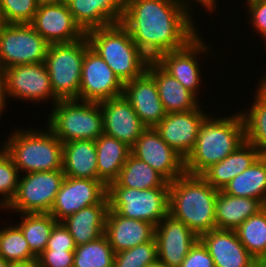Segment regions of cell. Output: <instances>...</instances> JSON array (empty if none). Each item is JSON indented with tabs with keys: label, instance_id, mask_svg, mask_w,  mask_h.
I'll return each mask as SVG.
<instances>
[{
	"label": "cell",
	"instance_id": "32",
	"mask_svg": "<svg viewBox=\"0 0 266 267\" xmlns=\"http://www.w3.org/2000/svg\"><path fill=\"white\" fill-rule=\"evenodd\" d=\"M119 187L139 190L169 187V182L155 169L130 154L114 181Z\"/></svg>",
	"mask_w": 266,
	"mask_h": 267
},
{
	"label": "cell",
	"instance_id": "29",
	"mask_svg": "<svg viewBox=\"0 0 266 267\" xmlns=\"http://www.w3.org/2000/svg\"><path fill=\"white\" fill-rule=\"evenodd\" d=\"M262 79V80H261ZM255 98L248 109L239 110L245 126V141L254 145L261 156H266V74L258 78Z\"/></svg>",
	"mask_w": 266,
	"mask_h": 267
},
{
	"label": "cell",
	"instance_id": "47",
	"mask_svg": "<svg viewBox=\"0 0 266 267\" xmlns=\"http://www.w3.org/2000/svg\"><path fill=\"white\" fill-rule=\"evenodd\" d=\"M38 5H42V4H57V3H61L64 0H36Z\"/></svg>",
	"mask_w": 266,
	"mask_h": 267
},
{
	"label": "cell",
	"instance_id": "27",
	"mask_svg": "<svg viewBox=\"0 0 266 267\" xmlns=\"http://www.w3.org/2000/svg\"><path fill=\"white\" fill-rule=\"evenodd\" d=\"M66 177L102 181L97 172L95 141L74 140L63 143V167Z\"/></svg>",
	"mask_w": 266,
	"mask_h": 267
},
{
	"label": "cell",
	"instance_id": "28",
	"mask_svg": "<svg viewBox=\"0 0 266 267\" xmlns=\"http://www.w3.org/2000/svg\"><path fill=\"white\" fill-rule=\"evenodd\" d=\"M260 210H262V202L258 199L236 197L219 190L215 201L216 228L235 230Z\"/></svg>",
	"mask_w": 266,
	"mask_h": 267
},
{
	"label": "cell",
	"instance_id": "34",
	"mask_svg": "<svg viewBox=\"0 0 266 267\" xmlns=\"http://www.w3.org/2000/svg\"><path fill=\"white\" fill-rule=\"evenodd\" d=\"M235 231L247 251L260 264H266V211L250 216Z\"/></svg>",
	"mask_w": 266,
	"mask_h": 267
},
{
	"label": "cell",
	"instance_id": "4",
	"mask_svg": "<svg viewBox=\"0 0 266 267\" xmlns=\"http://www.w3.org/2000/svg\"><path fill=\"white\" fill-rule=\"evenodd\" d=\"M41 129L19 127L2 142L20 175L62 170L63 143L48 127Z\"/></svg>",
	"mask_w": 266,
	"mask_h": 267
},
{
	"label": "cell",
	"instance_id": "9",
	"mask_svg": "<svg viewBox=\"0 0 266 267\" xmlns=\"http://www.w3.org/2000/svg\"><path fill=\"white\" fill-rule=\"evenodd\" d=\"M49 43L30 23L3 24L0 28V72L11 66L45 61Z\"/></svg>",
	"mask_w": 266,
	"mask_h": 267
},
{
	"label": "cell",
	"instance_id": "17",
	"mask_svg": "<svg viewBox=\"0 0 266 267\" xmlns=\"http://www.w3.org/2000/svg\"><path fill=\"white\" fill-rule=\"evenodd\" d=\"M30 24L49 44L71 43L86 35L74 21L65 1L38 5Z\"/></svg>",
	"mask_w": 266,
	"mask_h": 267
},
{
	"label": "cell",
	"instance_id": "43",
	"mask_svg": "<svg viewBox=\"0 0 266 267\" xmlns=\"http://www.w3.org/2000/svg\"><path fill=\"white\" fill-rule=\"evenodd\" d=\"M179 267H215L214 261L203 243L198 239L190 248Z\"/></svg>",
	"mask_w": 266,
	"mask_h": 267
},
{
	"label": "cell",
	"instance_id": "38",
	"mask_svg": "<svg viewBox=\"0 0 266 267\" xmlns=\"http://www.w3.org/2000/svg\"><path fill=\"white\" fill-rule=\"evenodd\" d=\"M158 259L155 238L115 253L113 267H145Z\"/></svg>",
	"mask_w": 266,
	"mask_h": 267
},
{
	"label": "cell",
	"instance_id": "42",
	"mask_svg": "<svg viewBox=\"0 0 266 267\" xmlns=\"http://www.w3.org/2000/svg\"><path fill=\"white\" fill-rule=\"evenodd\" d=\"M76 245L69 230L62 222H58L51 232L45 250H75Z\"/></svg>",
	"mask_w": 266,
	"mask_h": 267
},
{
	"label": "cell",
	"instance_id": "45",
	"mask_svg": "<svg viewBox=\"0 0 266 267\" xmlns=\"http://www.w3.org/2000/svg\"><path fill=\"white\" fill-rule=\"evenodd\" d=\"M8 99L6 97L5 82L2 73L0 72V120L2 114L6 111V106H8Z\"/></svg>",
	"mask_w": 266,
	"mask_h": 267
},
{
	"label": "cell",
	"instance_id": "48",
	"mask_svg": "<svg viewBox=\"0 0 266 267\" xmlns=\"http://www.w3.org/2000/svg\"><path fill=\"white\" fill-rule=\"evenodd\" d=\"M145 267H167V266L163 262L157 259L155 262L148 264Z\"/></svg>",
	"mask_w": 266,
	"mask_h": 267
},
{
	"label": "cell",
	"instance_id": "1",
	"mask_svg": "<svg viewBox=\"0 0 266 267\" xmlns=\"http://www.w3.org/2000/svg\"><path fill=\"white\" fill-rule=\"evenodd\" d=\"M192 16L178 0H126L121 24L150 60L183 48L198 32Z\"/></svg>",
	"mask_w": 266,
	"mask_h": 267
},
{
	"label": "cell",
	"instance_id": "37",
	"mask_svg": "<svg viewBox=\"0 0 266 267\" xmlns=\"http://www.w3.org/2000/svg\"><path fill=\"white\" fill-rule=\"evenodd\" d=\"M20 172L10 154L0 146V210L10 204L16 195Z\"/></svg>",
	"mask_w": 266,
	"mask_h": 267
},
{
	"label": "cell",
	"instance_id": "40",
	"mask_svg": "<svg viewBox=\"0 0 266 267\" xmlns=\"http://www.w3.org/2000/svg\"><path fill=\"white\" fill-rule=\"evenodd\" d=\"M245 2L248 8H245L246 12L248 11V24L251 23V28L262 38L266 34V0H245Z\"/></svg>",
	"mask_w": 266,
	"mask_h": 267
},
{
	"label": "cell",
	"instance_id": "12",
	"mask_svg": "<svg viewBox=\"0 0 266 267\" xmlns=\"http://www.w3.org/2000/svg\"><path fill=\"white\" fill-rule=\"evenodd\" d=\"M210 48L207 41L205 42L203 37L201 38V33L199 32L183 48L164 53L155 62L199 99L200 88L203 85L202 82H205L202 81L203 72L199 59L200 57L207 59L206 57L208 54L210 55V51L211 55L215 56L212 54V50H215H210Z\"/></svg>",
	"mask_w": 266,
	"mask_h": 267
},
{
	"label": "cell",
	"instance_id": "15",
	"mask_svg": "<svg viewBox=\"0 0 266 267\" xmlns=\"http://www.w3.org/2000/svg\"><path fill=\"white\" fill-rule=\"evenodd\" d=\"M106 196L103 181L65 176L49 213L61 222L82 208L99 204Z\"/></svg>",
	"mask_w": 266,
	"mask_h": 267
},
{
	"label": "cell",
	"instance_id": "31",
	"mask_svg": "<svg viewBox=\"0 0 266 267\" xmlns=\"http://www.w3.org/2000/svg\"><path fill=\"white\" fill-rule=\"evenodd\" d=\"M236 197L258 199L266 195V156H260L250 167L234 177L222 190Z\"/></svg>",
	"mask_w": 266,
	"mask_h": 267
},
{
	"label": "cell",
	"instance_id": "33",
	"mask_svg": "<svg viewBox=\"0 0 266 267\" xmlns=\"http://www.w3.org/2000/svg\"><path fill=\"white\" fill-rule=\"evenodd\" d=\"M18 216L21 218L17 225L31 252L38 257L46 249L47 241L58 221L50 213H20Z\"/></svg>",
	"mask_w": 266,
	"mask_h": 267
},
{
	"label": "cell",
	"instance_id": "10",
	"mask_svg": "<svg viewBox=\"0 0 266 267\" xmlns=\"http://www.w3.org/2000/svg\"><path fill=\"white\" fill-rule=\"evenodd\" d=\"M65 175L62 170L22 174L16 195L4 209L20 213H49Z\"/></svg>",
	"mask_w": 266,
	"mask_h": 267
},
{
	"label": "cell",
	"instance_id": "52",
	"mask_svg": "<svg viewBox=\"0 0 266 267\" xmlns=\"http://www.w3.org/2000/svg\"><path fill=\"white\" fill-rule=\"evenodd\" d=\"M3 24H4V23H3V21H2L1 14H0V28H1V26H2Z\"/></svg>",
	"mask_w": 266,
	"mask_h": 267
},
{
	"label": "cell",
	"instance_id": "22",
	"mask_svg": "<svg viewBox=\"0 0 266 267\" xmlns=\"http://www.w3.org/2000/svg\"><path fill=\"white\" fill-rule=\"evenodd\" d=\"M74 21L87 31L121 23L126 0H65Z\"/></svg>",
	"mask_w": 266,
	"mask_h": 267
},
{
	"label": "cell",
	"instance_id": "18",
	"mask_svg": "<svg viewBox=\"0 0 266 267\" xmlns=\"http://www.w3.org/2000/svg\"><path fill=\"white\" fill-rule=\"evenodd\" d=\"M158 260L167 267H179L199 239L181 220L167 214L155 227Z\"/></svg>",
	"mask_w": 266,
	"mask_h": 267
},
{
	"label": "cell",
	"instance_id": "13",
	"mask_svg": "<svg viewBox=\"0 0 266 267\" xmlns=\"http://www.w3.org/2000/svg\"><path fill=\"white\" fill-rule=\"evenodd\" d=\"M124 84L112 69L89 47L82 63L79 100L101 102L123 95Z\"/></svg>",
	"mask_w": 266,
	"mask_h": 267
},
{
	"label": "cell",
	"instance_id": "53",
	"mask_svg": "<svg viewBox=\"0 0 266 267\" xmlns=\"http://www.w3.org/2000/svg\"><path fill=\"white\" fill-rule=\"evenodd\" d=\"M257 267H266V264H260Z\"/></svg>",
	"mask_w": 266,
	"mask_h": 267
},
{
	"label": "cell",
	"instance_id": "35",
	"mask_svg": "<svg viewBox=\"0 0 266 267\" xmlns=\"http://www.w3.org/2000/svg\"><path fill=\"white\" fill-rule=\"evenodd\" d=\"M115 252L105 234L76 246L73 267H113Z\"/></svg>",
	"mask_w": 266,
	"mask_h": 267
},
{
	"label": "cell",
	"instance_id": "23",
	"mask_svg": "<svg viewBox=\"0 0 266 267\" xmlns=\"http://www.w3.org/2000/svg\"><path fill=\"white\" fill-rule=\"evenodd\" d=\"M155 226L147 221L122 217L108 209L105 235L115 253L149 242L154 238Z\"/></svg>",
	"mask_w": 266,
	"mask_h": 267
},
{
	"label": "cell",
	"instance_id": "16",
	"mask_svg": "<svg viewBox=\"0 0 266 267\" xmlns=\"http://www.w3.org/2000/svg\"><path fill=\"white\" fill-rule=\"evenodd\" d=\"M203 105L186 112L167 113L154 128L161 138L184 159L192 152L200 125L209 115Z\"/></svg>",
	"mask_w": 266,
	"mask_h": 267
},
{
	"label": "cell",
	"instance_id": "5",
	"mask_svg": "<svg viewBox=\"0 0 266 267\" xmlns=\"http://www.w3.org/2000/svg\"><path fill=\"white\" fill-rule=\"evenodd\" d=\"M86 36L90 47L123 84L140 77L146 71L150 60L133 42L121 23L91 29L86 32Z\"/></svg>",
	"mask_w": 266,
	"mask_h": 267
},
{
	"label": "cell",
	"instance_id": "26",
	"mask_svg": "<svg viewBox=\"0 0 266 267\" xmlns=\"http://www.w3.org/2000/svg\"><path fill=\"white\" fill-rule=\"evenodd\" d=\"M260 156L259 150L245 141L222 161L211 165L201 176L215 189L223 190L234 177L250 167Z\"/></svg>",
	"mask_w": 266,
	"mask_h": 267
},
{
	"label": "cell",
	"instance_id": "14",
	"mask_svg": "<svg viewBox=\"0 0 266 267\" xmlns=\"http://www.w3.org/2000/svg\"><path fill=\"white\" fill-rule=\"evenodd\" d=\"M131 154L146 162L168 182L185 173V159L161 138L154 127L142 132L131 147Z\"/></svg>",
	"mask_w": 266,
	"mask_h": 267
},
{
	"label": "cell",
	"instance_id": "3",
	"mask_svg": "<svg viewBox=\"0 0 266 267\" xmlns=\"http://www.w3.org/2000/svg\"><path fill=\"white\" fill-rule=\"evenodd\" d=\"M218 192L201 175L184 173L169 182L168 214L181 220L197 236L216 229Z\"/></svg>",
	"mask_w": 266,
	"mask_h": 267
},
{
	"label": "cell",
	"instance_id": "41",
	"mask_svg": "<svg viewBox=\"0 0 266 267\" xmlns=\"http://www.w3.org/2000/svg\"><path fill=\"white\" fill-rule=\"evenodd\" d=\"M74 250H44L38 257L40 267H73Z\"/></svg>",
	"mask_w": 266,
	"mask_h": 267
},
{
	"label": "cell",
	"instance_id": "51",
	"mask_svg": "<svg viewBox=\"0 0 266 267\" xmlns=\"http://www.w3.org/2000/svg\"><path fill=\"white\" fill-rule=\"evenodd\" d=\"M261 40H264L263 42L265 43L264 45L266 46V34L262 37Z\"/></svg>",
	"mask_w": 266,
	"mask_h": 267
},
{
	"label": "cell",
	"instance_id": "6",
	"mask_svg": "<svg viewBox=\"0 0 266 267\" xmlns=\"http://www.w3.org/2000/svg\"><path fill=\"white\" fill-rule=\"evenodd\" d=\"M47 119L46 127L62 143L82 139L95 141L104 133L99 102L59 100L52 106Z\"/></svg>",
	"mask_w": 266,
	"mask_h": 267
},
{
	"label": "cell",
	"instance_id": "49",
	"mask_svg": "<svg viewBox=\"0 0 266 267\" xmlns=\"http://www.w3.org/2000/svg\"><path fill=\"white\" fill-rule=\"evenodd\" d=\"M8 261H6L3 257L0 256V267H8Z\"/></svg>",
	"mask_w": 266,
	"mask_h": 267
},
{
	"label": "cell",
	"instance_id": "20",
	"mask_svg": "<svg viewBox=\"0 0 266 267\" xmlns=\"http://www.w3.org/2000/svg\"><path fill=\"white\" fill-rule=\"evenodd\" d=\"M99 103L103 113L104 133L124 142L131 148L147 128L132 105L123 95Z\"/></svg>",
	"mask_w": 266,
	"mask_h": 267
},
{
	"label": "cell",
	"instance_id": "19",
	"mask_svg": "<svg viewBox=\"0 0 266 267\" xmlns=\"http://www.w3.org/2000/svg\"><path fill=\"white\" fill-rule=\"evenodd\" d=\"M215 267H257L260 263L239 241L235 230L213 229L199 236Z\"/></svg>",
	"mask_w": 266,
	"mask_h": 267
},
{
	"label": "cell",
	"instance_id": "50",
	"mask_svg": "<svg viewBox=\"0 0 266 267\" xmlns=\"http://www.w3.org/2000/svg\"><path fill=\"white\" fill-rule=\"evenodd\" d=\"M262 209H263L264 211H266V195H265L264 200H263V202H262Z\"/></svg>",
	"mask_w": 266,
	"mask_h": 267
},
{
	"label": "cell",
	"instance_id": "30",
	"mask_svg": "<svg viewBox=\"0 0 266 267\" xmlns=\"http://www.w3.org/2000/svg\"><path fill=\"white\" fill-rule=\"evenodd\" d=\"M95 145L98 177L108 186L118 178L120 170L131 154V148L105 133L95 140Z\"/></svg>",
	"mask_w": 266,
	"mask_h": 267
},
{
	"label": "cell",
	"instance_id": "2",
	"mask_svg": "<svg viewBox=\"0 0 266 267\" xmlns=\"http://www.w3.org/2000/svg\"><path fill=\"white\" fill-rule=\"evenodd\" d=\"M226 116L220 114V117H216L211 114L204 119L194 149L185 159V173L201 175L245 142L241 113L236 111Z\"/></svg>",
	"mask_w": 266,
	"mask_h": 267
},
{
	"label": "cell",
	"instance_id": "46",
	"mask_svg": "<svg viewBox=\"0 0 266 267\" xmlns=\"http://www.w3.org/2000/svg\"><path fill=\"white\" fill-rule=\"evenodd\" d=\"M8 267H40L38 260H24V261H12L8 263Z\"/></svg>",
	"mask_w": 266,
	"mask_h": 267
},
{
	"label": "cell",
	"instance_id": "7",
	"mask_svg": "<svg viewBox=\"0 0 266 267\" xmlns=\"http://www.w3.org/2000/svg\"><path fill=\"white\" fill-rule=\"evenodd\" d=\"M89 47L86 35L71 43L49 44L44 64L59 100H79L82 63Z\"/></svg>",
	"mask_w": 266,
	"mask_h": 267
},
{
	"label": "cell",
	"instance_id": "44",
	"mask_svg": "<svg viewBox=\"0 0 266 267\" xmlns=\"http://www.w3.org/2000/svg\"><path fill=\"white\" fill-rule=\"evenodd\" d=\"M178 1L192 16H193V14H192L193 12L191 10L194 8L192 6H194L196 4L199 5L201 7V9L203 8V11L206 10L208 12V14H210V13L213 14L214 12H215V14L218 13V12H216L217 11L216 9L218 6L217 2L219 0H194V1L193 0H178Z\"/></svg>",
	"mask_w": 266,
	"mask_h": 267
},
{
	"label": "cell",
	"instance_id": "8",
	"mask_svg": "<svg viewBox=\"0 0 266 267\" xmlns=\"http://www.w3.org/2000/svg\"><path fill=\"white\" fill-rule=\"evenodd\" d=\"M109 209L122 217L147 221L155 227L168 214L169 187H119L115 182L107 186Z\"/></svg>",
	"mask_w": 266,
	"mask_h": 267
},
{
	"label": "cell",
	"instance_id": "11",
	"mask_svg": "<svg viewBox=\"0 0 266 267\" xmlns=\"http://www.w3.org/2000/svg\"><path fill=\"white\" fill-rule=\"evenodd\" d=\"M1 73L4 78L8 101L18 99L22 102L32 101L38 103L37 105L50 101L51 106L59 101L54 95L44 62L11 66Z\"/></svg>",
	"mask_w": 266,
	"mask_h": 267
},
{
	"label": "cell",
	"instance_id": "25",
	"mask_svg": "<svg viewBox=\"0 0 266 267\" xmlns=\"http://www.w3.org/2000/svg\"><path fill=\"white\" fill-rule=\"evenodd\" d=\"M109 209L106 196L99 204L80 209L61 222L69 230L76 246L91 242L105 234V221Z\"/></svg>",
	"mask_w": 266,
	"mask_h": 267
},
{
	"label": "cell",
	"instance_id": "24",
	"mask_svg": "<svg viewBox=\"0 0 266 267\" xmlns=\"http://www.w3.org/2000/svg\"><path fill=\"white\" fill-rule=\"evenodd\" d=\"M146 71L154 78L160 100L167 113L186 112L197 109L203 104L155 61H149Z\"/></svg>",
	"mask_w": 266,
	"mask_h": 267
},
{
	"label": "cell",
	"instance_id": "36",
	"mask_svg": "<svg viewBox=\"0 0 266 267\" xmlns=\"http://www.w3.org/2000/svg\"><path fill=\"white\" fill-rule=\"evenodd\" d=\"M0 256L8 262L37 259L31 252L22 230L14 223L0 230Z\"/></svg>",
	"mask_w": 266,
	"mask_h": 267
},
{
	"label": "cell",
	"instance_id": "39",
	"mask_svg": "<svg viewBox=\"0 0 266 267\" xmlns=\"http://www.w3.org/2000/svg\"><path fill=\"white\" fill-rule=\"evenodd\" d=\"M38 8L36 0H0L4 24L31 23Z\"/></svg>",
	"mask_w": 266,
	"mask_h": 267
},
{
	"label": "cell",
	"instance_id": "21",
	"mask_svg": "<svg viewBox=\"0 0 266 267\" xmlns=\"http://www.w3.org/2000/svg\"><path fill=\"white\" fill-rule=\"evenodd\" d=\"M123 96L147 128L155 127L167 114L160 100L156 82L147 71L140 77L124 83Z\"/></svg>",
	"mask_w": 266,
	"mask_h": 267
}]
</instances>
